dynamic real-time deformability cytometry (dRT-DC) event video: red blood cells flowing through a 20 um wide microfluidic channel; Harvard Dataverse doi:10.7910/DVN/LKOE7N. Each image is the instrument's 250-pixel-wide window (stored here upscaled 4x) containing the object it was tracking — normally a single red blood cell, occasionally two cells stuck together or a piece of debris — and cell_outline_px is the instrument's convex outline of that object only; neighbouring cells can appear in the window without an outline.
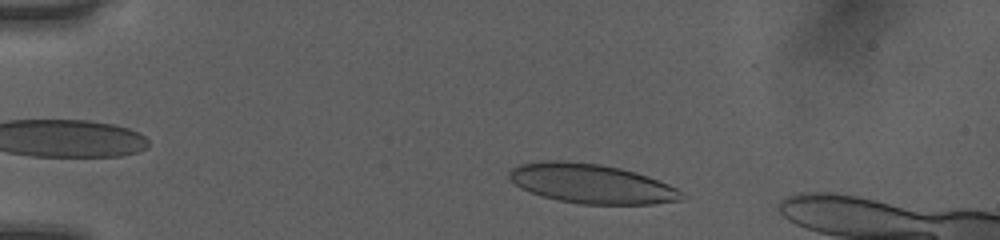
{"species": "human", "species_latin": "Homo sapiens", "temperature_condition": "room temperature", "stored_images_in_passage": 45, "camera_frame_rate_fps": 3000, "um_per_image_px": 0.085, "donor": {"sex": "female"}, "frame": {"image": 1, "passage_image": 6, "time_ms": 1.667, "image_size_px": [1000, 240], "cell_outline_px": [[688, 196], [684, 200], [652, 204], [580, 204], [560, 200], [544, 196], [520, 188], [508, 176], [508, 172], [512, 168], [520, 164], [544, 160], [564, 160], [600, 164], [620, 168], [636, 172], [648, 176], [668, 184], [676, 188]], "centroid_in_image_um": [50.31, 15.6], "position_along_channel_um": 34.7, "area_um2": 39.71}}
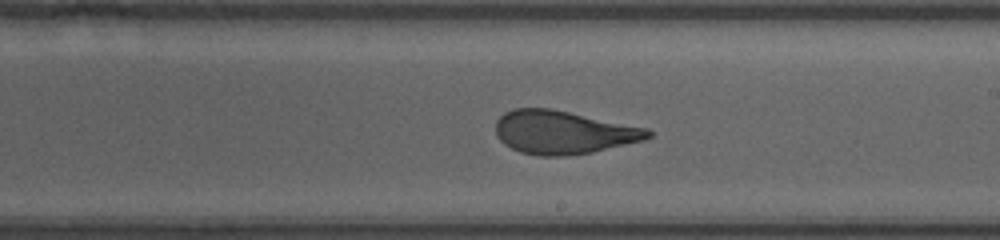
{"frame": {"image": 2, "passage_image": 26, "time_ms": 8.333, "image_size_px": [1000, 240], "cell_outline_px": [[652, 136], [644, 140], [592, 152], [568, 156], [540, 156], [520, 152], [504, 144], [496, 136], [496, 120], [504, 112], [516, 108], [552, 108], [648, 128], [652, 132]], "centroid_in_image_um": [47.87, 11.24], "position_along_channel_um": 241.1, "area_um2": 38.61}}
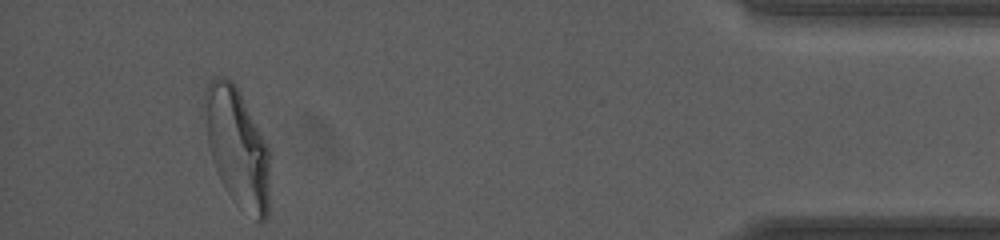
{"frame": {"image": 3, "passage_image": 43, "time_ms": 14.0, "image_size_px": [1000, 240], "cell_outline_px": [[268, 216], [264, 220], [256, 220], [236, 204], [232, 200], [224, 188], [220, 180], [212, 160], [208, 144], [204, 96], [208, 84], [216, 76], [224, 76], [232, 80], [268, 144]], "centroid_in_image_um": [20.16, 12.55], "position_along_channel_um": 415.0, "area_um2": 44.45}}